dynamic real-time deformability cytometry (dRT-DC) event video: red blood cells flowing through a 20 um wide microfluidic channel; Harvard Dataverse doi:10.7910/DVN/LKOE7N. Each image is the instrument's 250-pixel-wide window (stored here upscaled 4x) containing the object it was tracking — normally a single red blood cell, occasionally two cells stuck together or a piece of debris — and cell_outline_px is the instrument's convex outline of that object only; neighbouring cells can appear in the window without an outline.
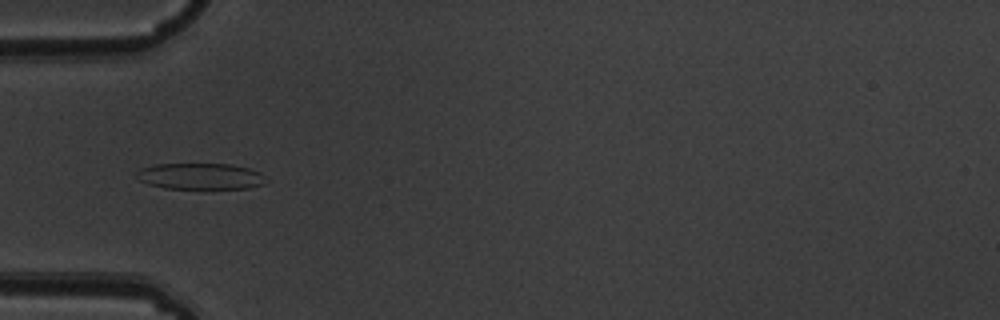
{"species": "common noctule bat (a hibernating species)", "species_latin": "Nyctalus noctula", "temperature_condition": "warm", "stored_images_in_passage": 6, "camera_frame_rate_fps": 3000, "um_per_image_px": 0.085, "animal": {"sex": "male", "body_mass_g": 19.5, "forearm_length_mm": 54.6}, "frame": {"image": 1, "passage_image": 5, "time_ms": 1.333, "image_size_px": [1000, 320], "cell_outline_px": [[268, 180], [264, 184], [248, 188], [164, 188], [148, 184], [140, 180], [136, 176], [136, 172], [140, 168], [156, 164], [232, 164], [248, 168], [260, 172]], "centroid_in_image_um": [17.04, 14.98], "position_along_channel_um": 68.0, "area_um2": 19.77}}